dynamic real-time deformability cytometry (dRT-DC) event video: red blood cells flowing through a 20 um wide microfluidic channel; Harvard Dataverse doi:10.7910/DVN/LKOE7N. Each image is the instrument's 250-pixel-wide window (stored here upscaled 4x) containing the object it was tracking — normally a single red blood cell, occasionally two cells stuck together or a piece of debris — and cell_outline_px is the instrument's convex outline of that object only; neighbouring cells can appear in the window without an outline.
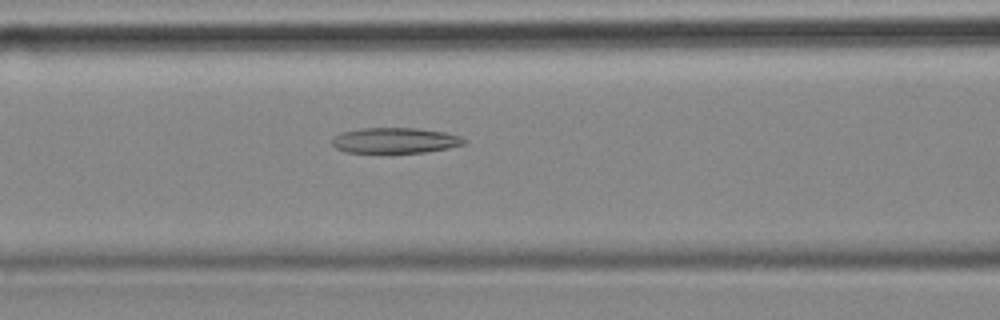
{"species": "common noctule bat (a hibernating species)", "species_latin": "Nyctalus noctula", "temperature_condition": "cold", "stored_images_in_passage": 34, "camera_frame_rate_fps": 3000, "um_per_image_px": 0.085, "animal": {"sex": "female", "body_mass_g": 18.4}, "frame": {"image": 1, "passage_image": 9, "time_ms": 2.667, "image_size_px": [1000, 320], "cell_outline_px": [[468, 140], [464, 144], [448, 148], [424, 152], [348, 152], [336, 148], [332, 144], [332, 136], [340, 132], [360, 128], [416, 128], [444, 132], [460, 136]], "centroid_in_image_um": [33.56, 11.92], "position_along_channel_um": 133.0, "area_um2": 19.59}}
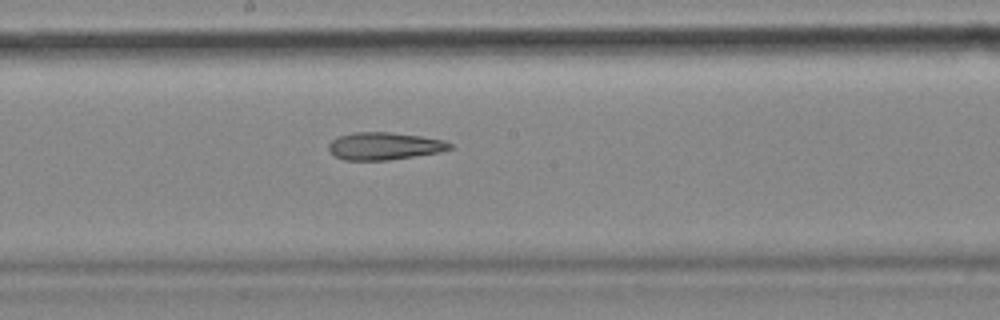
{"frame": {"image": 2, "passage_image": 16, "time_ms": 5.0, "image_size_px": [1000, 320], "cell_outline_px": [[452, 148], [440, 152], [388, 160], [344, 160], [336, 156], [328, 148], [328, 144], [332, 140], [340, 136], [352, 132], [388, 132], [420, 136], [444, 140], [452, 144]], "centroid_in_image_um": [32.67, 12.41], "position_along_channel_um": 215.5, "area_um2": 19.25}}
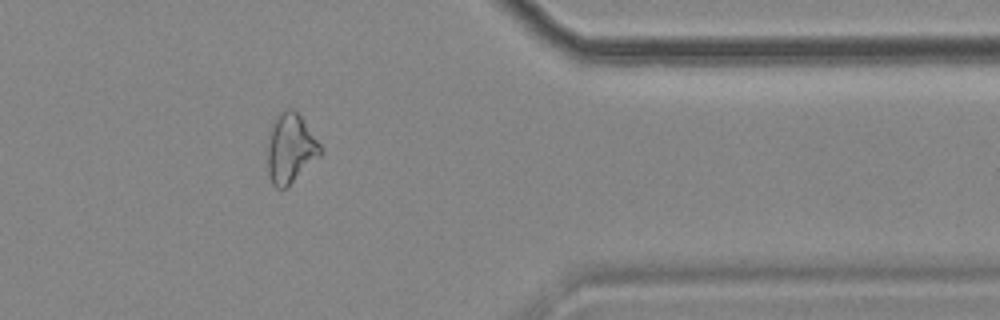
{"frame": {"image": 3, "passage_image": 32, "time_ms": 10.333, "image_size_px": [1000, 320], "cell_outline_px": [[324, 152], [288, 188], [276, 188], [272, 184], [268, 172], [268, 132], [276, 116], [280, 112], [288, 108], [292, 108], [300, 116], [320, 144]], "centroid_in_image_um": [24.69, 12.64], "position_along_channel_um": 386.7, "area_um2": 21.56}}